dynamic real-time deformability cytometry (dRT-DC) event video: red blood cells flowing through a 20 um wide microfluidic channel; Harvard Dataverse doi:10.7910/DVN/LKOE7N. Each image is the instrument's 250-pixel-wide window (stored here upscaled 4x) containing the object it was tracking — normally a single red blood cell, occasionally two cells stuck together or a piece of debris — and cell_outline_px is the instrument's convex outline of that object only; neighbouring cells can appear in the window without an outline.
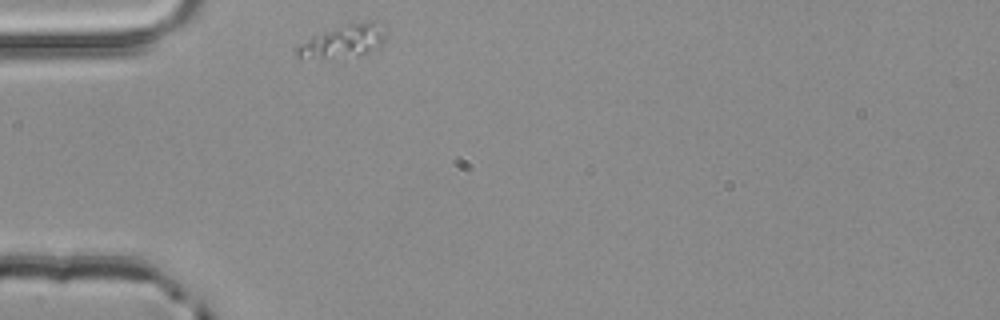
{"species": "common noctule bat (a hibernating species)", "species_latin": "Nyctalus noctula", "temperature_condition": "room temperature", "stored_images_in_passage": 1, "camera_frame_rate_fps": 3000, "um_per_image_px": 0.085, "animal": {"sex": "male", "body_mass_g": 20.4}, "frame": {"image": 1, "passage_image": 1, "time_ms": 0.0, "image_size_px": [1000, 320], "cell_outline_px": [[388, 28], [384, 40], [380, 44], [344, 64], [300, 60], [296, 56], [296, 48], [312, 36], [348, 24], [372, 20], [376, 20]], "centroid_in_image_um": [29.13, 3.64], "position_along_channel_um": 55.9, "area_um2": 18.5}}